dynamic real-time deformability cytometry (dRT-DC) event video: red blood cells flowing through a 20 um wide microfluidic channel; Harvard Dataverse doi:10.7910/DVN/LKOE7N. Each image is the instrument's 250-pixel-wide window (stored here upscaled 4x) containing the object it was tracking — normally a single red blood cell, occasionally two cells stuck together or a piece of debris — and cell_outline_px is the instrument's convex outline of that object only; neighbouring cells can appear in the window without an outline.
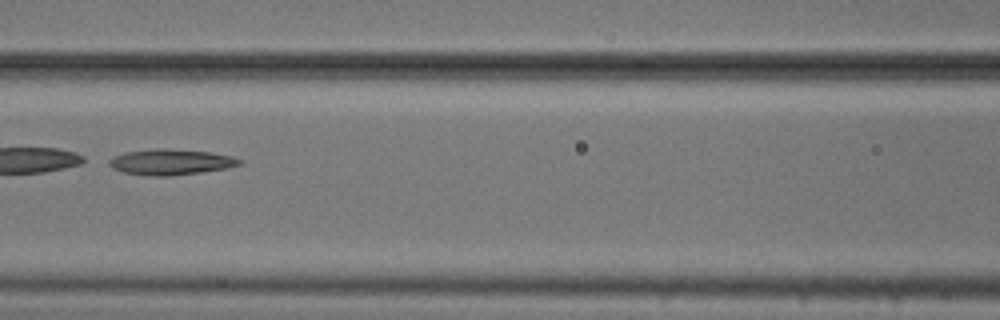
{"species": "common noctule bat (a hibernating species)", "species_latin": "Nyctalus noctula", "temperature_condition": "cold", "stored_images_in_passage": 9, "camera_frame_rate_fps": 3000, "um_per_image_px": 0.085, "animal": {"sex": "male", "body_mass_g": 20.5, "forearm_length_mm": 52.5}, "frame": {"image": 1, "passage_image": 6, "time_ms": 1.667, "image_size_px": [1000, 320], "cell_outline_px": [[244, 164], [228, 168], [200, 172], [168, 176], [156, 176], [124, 172], [112, 168], [108, 164], [108, 160], [112, 156], [124, 152], [156, 148], [164, 148], [212, 152], [232, 156], [244, 160]], "centroid_in_image_um": [14.55, 13.76], "position_along_channel_um": 152.1, "area_um2": 19.71}}
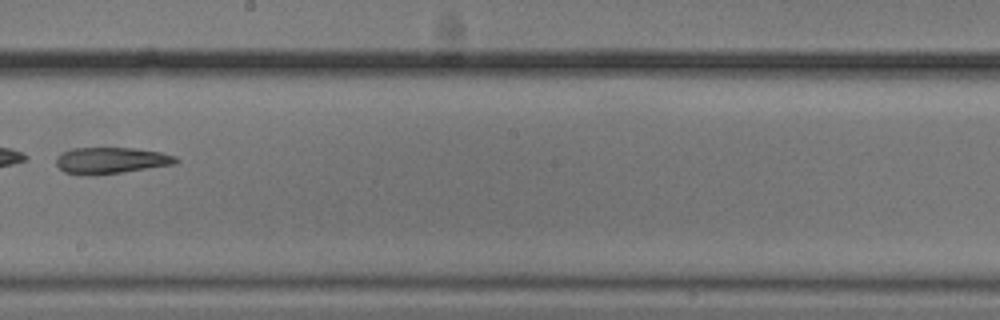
{"frame": {"image": 2, "passage_image": 8, "time_ms": 2.333, "image_size_px": [1000, 320], "cell_outline_px": [[180, 160], [176, 164], [120, 172], [64, 172], [56, 164], [56, 156], [72, 148], [136, 148], [160, 152], [176, 156]], "centroid_in_image_um": [9.52, 13.59], "position_along_channel_um": 238.7, "area_um2": 17.57}}
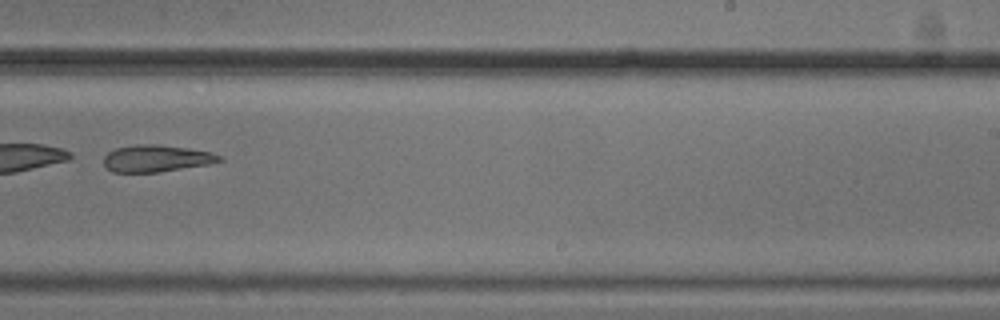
{"frame": {"image": 3, "passage_image": 9, "time_ms": 2.667, "image_size_px": [1000, 320], "cell_outline_px": [[224, 160], [208, 164], [156, 172], [112, 172], [104, 164], [104, 156], [108, 152], [116, 148], [136, 144], [156, 144], [188, 148], [212, 152], [220, 156]], "centroid_in_image_um": [13.28, 13.45], "position_along_channel_um": 275.7, "area_um2": 17.98}}